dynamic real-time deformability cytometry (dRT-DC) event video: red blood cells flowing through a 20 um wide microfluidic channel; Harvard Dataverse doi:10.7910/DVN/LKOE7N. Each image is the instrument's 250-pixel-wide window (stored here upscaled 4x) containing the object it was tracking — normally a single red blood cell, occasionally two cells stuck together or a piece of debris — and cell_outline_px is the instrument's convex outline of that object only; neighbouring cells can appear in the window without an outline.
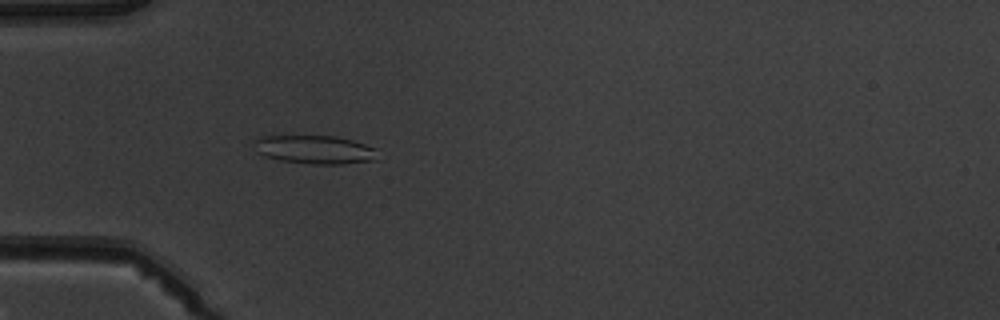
{"species": "common noctule bat (a hibernating species)", "species_latin": "Nyctalus noctula", "temperature_condition": "warm", "stored_images_in_passage": 5, "camera_frame_rate_fps": 3000, "um_per_image_px": 0.085, "animal": {"sex": "male", "body_mass_g": 19.5, "forearm_length_mm": 54.6}, "frame": {"image": 1, "passage_image": 5, "time_ms": 4.667, "image_size_px": [1000, 320], "cell_outline_px": [[376, 160], [344, 164], [308, 164], [280, 160], [264, 156], [256, 152], [252, 144], [252, 140], [260, 136], [336, 136], [352, 140], [376, 148]], "centroid_in_image_um": [26.7, 12.71], "position_along_channel_um": 58.3, "area_um2": 20.75}}